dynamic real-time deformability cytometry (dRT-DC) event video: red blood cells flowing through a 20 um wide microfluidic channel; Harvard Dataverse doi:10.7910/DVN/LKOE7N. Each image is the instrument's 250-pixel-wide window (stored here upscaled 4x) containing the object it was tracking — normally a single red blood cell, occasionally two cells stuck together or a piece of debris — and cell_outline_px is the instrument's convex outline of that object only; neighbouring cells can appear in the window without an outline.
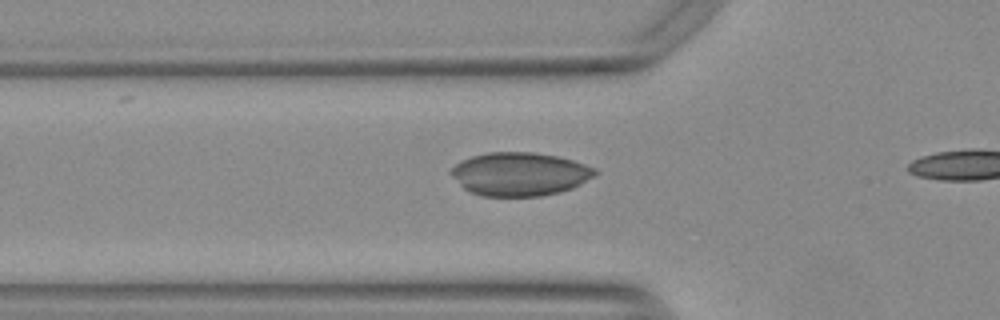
{"species": "Egyptian fruit bat (a non-hibernating species)", "species_latin": "Rousettus aegyptiacus", "temperature_condition": "warm", "stored_images_in_passage": 23, "camera_frame_rate_fps": 3000, "um_per_image_px": 0.085, "animal": {"sex": "female"}, "frame": {"image": 1, "passage_image": 11, "time_ms": 3.333, "image_size_px": [1000, 320], "cell_outline_px": [[600, 172], [580, 184], [572, 188], [560, 192], [540, 196], [480, 196], [468, 192], [452, 176], [452, 168], [460, 160], [472, 156], [488, 152], [532, 152], [556, 156], [572, 160], [596, 168]], "centroid_in_image_um": [44.18, 14.8], "position_along_channel_um": 81.6, "area_um2": 36.41}}
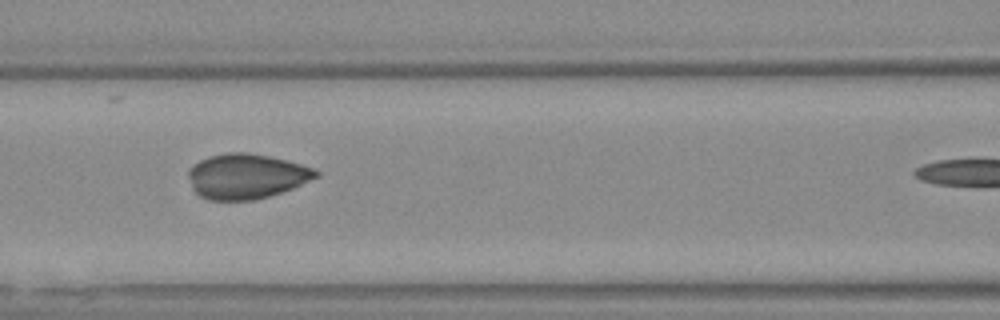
{"frame": {"image": 2, "passage_image": 16, "time_ms": 5.0, "image_size_px": [1000, 320], "cell_outline_px": [[320, 176], [292, 188], [256, 200], [208, 200], [200, 196], [192, 188], [188, 176], [188, 168], [200, 160], [208, 156], [228, 152], [248, 152], [268, 156], [300, 164], [312, 168], [320, 172]], "centroid_in_image_um": [20.91, 14.98], "position_along_channel_um": 145.7, "area_um2": 33.41}}
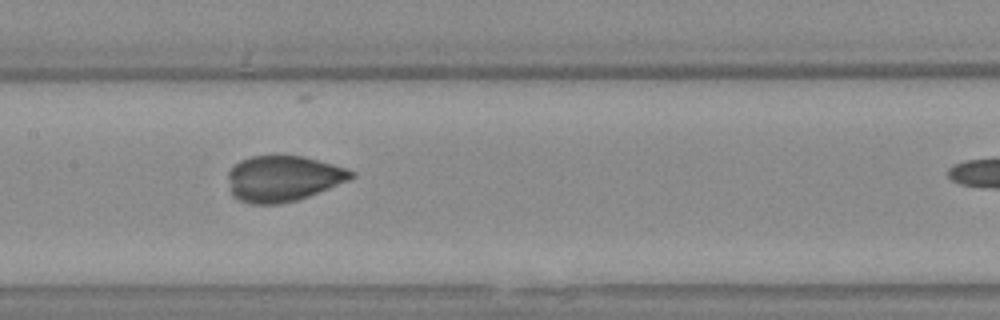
{"frame": {"image": 3, "passage_image": 19, "time_ms": 6.0, "image_size_px": [1000, 320], "cell_outline_px": [[356, 176], [348, 180], [308, 196], [296, 200], [280, 204], [252, 204], [240, 200], [232, 196], [228, 176], [228, 172], [240, 160], [252, 156], [276, 152], [304, 156], [332, 164], [356, 172]], "centroid_in_image_um": [24.04, 15.13], "position_along_channel_um": 183.4, "area_um2": 33.29}}